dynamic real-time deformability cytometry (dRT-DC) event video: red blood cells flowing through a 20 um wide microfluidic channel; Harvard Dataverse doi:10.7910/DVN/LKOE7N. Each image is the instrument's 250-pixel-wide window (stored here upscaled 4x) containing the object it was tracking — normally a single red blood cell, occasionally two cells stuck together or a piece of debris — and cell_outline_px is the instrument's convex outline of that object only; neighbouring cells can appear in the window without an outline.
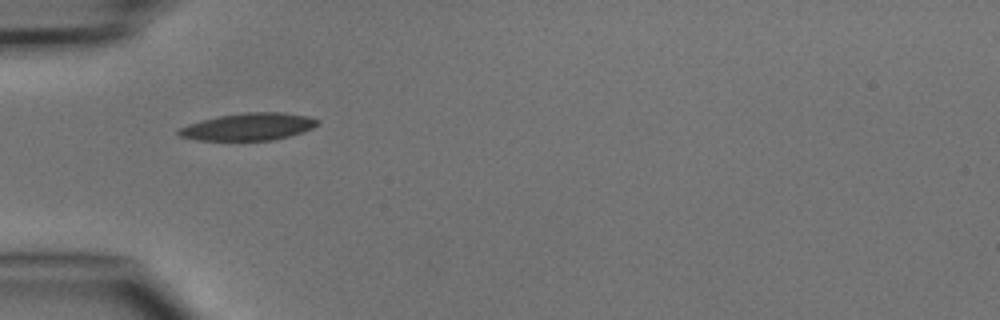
{"species": "common noctule bat (a hibernating species)", "species_latin": "Nyctalus noctula", "temperature_condition": "cold", "stored_images_in_passage": 8, "camera_frame_rate_fps": 3000, "um_per_image_px": 0.085, "animal": {"sex": "male", "body_mass_g": 15.6}, "frame": {"image": 1, "passage_image": 5, "time_ms": 4.667, "image_size_px": [1000, 320], "cell_outline_px": [[316, 124], [312, 128], [288, 136], [272, 140], [200, 140], [180, 136], [176, 132], [180, 128], [188, 124], [220, 116], [244, 112], [280, 112], [308, 116], [316, 120]], "centroid_in_image_um": [21.09, 10.77], "position_along_channel_um": 63.9, "area_um2": 21.56}}